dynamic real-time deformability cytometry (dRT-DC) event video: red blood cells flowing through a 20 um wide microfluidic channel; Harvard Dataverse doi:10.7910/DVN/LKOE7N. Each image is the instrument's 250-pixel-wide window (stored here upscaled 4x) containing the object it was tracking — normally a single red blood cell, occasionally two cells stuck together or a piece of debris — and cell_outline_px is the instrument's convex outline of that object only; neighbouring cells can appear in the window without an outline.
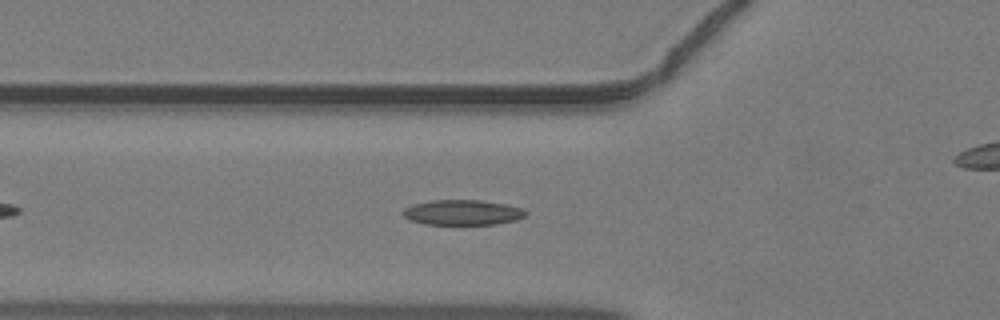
{"species": "common noctule bat (a hibernating species)", "species_latin": "Nyctalus noctula", "temperature_condition": "warm", "stored_images_in_passage": 37, "camera_frame_rate_fps": 3000, "um_per_image_px": 0.085, "animal": {"sex": "male", "body_mass_g": 19.2, "forearm_length_mm": 51.8}, "frame": {"image": 1, "passage_image": 7, "time_ms": 2.0, "image_size_px": [1000, 320], "cell_outline_px": [[528, 212], [524, 216], [516, 220], [496, 224], [424, 224], [408, 220], [400, 212], [404, 208], [412, 204], [432, 200], [480, 200], [504, 204], [520, 208]], "centroid_in_image_um": [39.25, 18.06], "position_along_channel_um": 86.5, "area_um2": 18.03}}
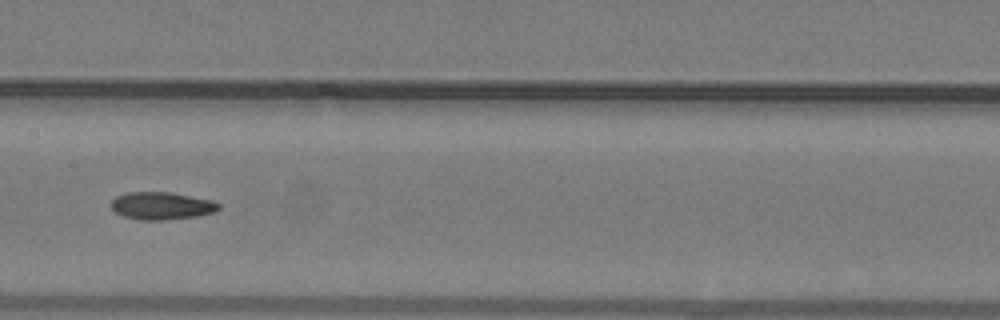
{"frame": {"image": 2, "passage_image": 14, "time_ms": 4.333, "image_size_px": [1000, 320], "cell_outline_px": [[220, 208], [216, 212], [196, 216], [164, 220], [140, 220], [124, 216], [116, 212], [112, 208], [112, 200], [116, 196], [128, 192], [168, 192], [212, 200], [220, 204]], "centroid_in_image_um": [13.75, 17.49], "position_along_channel_um": 193.6, "area_um2": 17.17}}
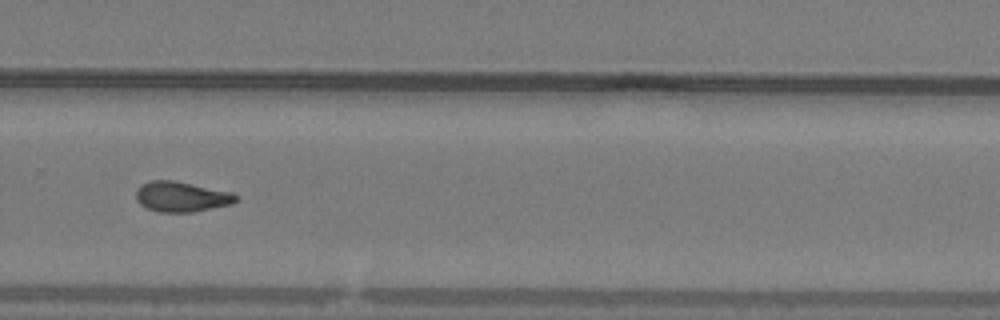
{"frame": {"image": 3, "passage_image": 22, "time_ms": 7.0, "image_size_px": [1000, 320], "cell_outline_px": [[240, 196], [232, 204], [192, 212], [160, 212], [148, 208], [140, 204], [136, 200], [136, 188], [140, 184], [148, 180], [176, 180], [232, 192]], "centroid_in_image_um": [15.41, 16.7], "position_along_channel_um": 314.4, "area_um2": 17.86}}